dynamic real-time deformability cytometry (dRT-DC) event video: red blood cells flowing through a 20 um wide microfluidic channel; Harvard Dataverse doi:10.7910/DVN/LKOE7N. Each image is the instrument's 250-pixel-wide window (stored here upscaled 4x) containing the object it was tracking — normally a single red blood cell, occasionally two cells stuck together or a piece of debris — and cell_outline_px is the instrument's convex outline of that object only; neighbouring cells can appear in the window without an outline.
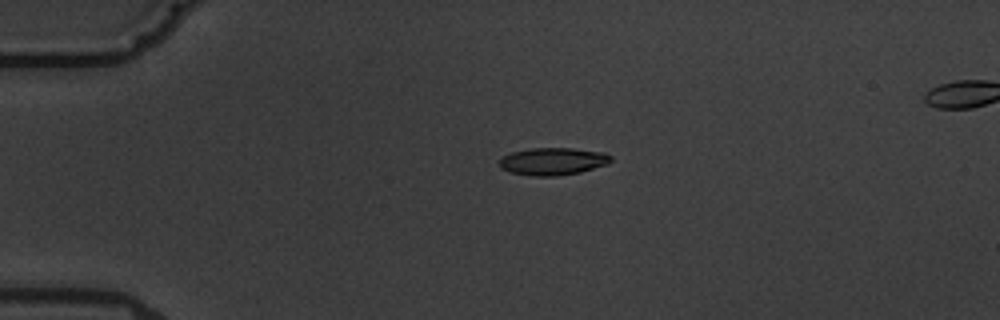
{"species": "common noctule bat (a hibernating species)", "species_latin": "Nyctalus noctula", "temperature_condition": "warm", "stored_images_in_passage": 5, "camera_frame_rate_fps": 3000, "um_per_image_px": 0.085, "animal": {"sex": "male", "body_mass_g": 19.5, "forearm_length_mm": 54.6}, "frame": {"image": 1, "passage_image": 3, "time_ms": 2.333, "image_size_px": [1000, 320], "cell_outline_px": [[612, 160], [608, 164], [580, 172], [556, 176], [532, 176], [508, 172], [500, 168], [500, 160], [504, 156], [512, 152], [532, 148], [572, 148], [604, 152], [612, 156]], "centroid_in_image_um": [47.01, 13.72], "position_along_channel_um": 38.0, "area_um2": 17.86}}